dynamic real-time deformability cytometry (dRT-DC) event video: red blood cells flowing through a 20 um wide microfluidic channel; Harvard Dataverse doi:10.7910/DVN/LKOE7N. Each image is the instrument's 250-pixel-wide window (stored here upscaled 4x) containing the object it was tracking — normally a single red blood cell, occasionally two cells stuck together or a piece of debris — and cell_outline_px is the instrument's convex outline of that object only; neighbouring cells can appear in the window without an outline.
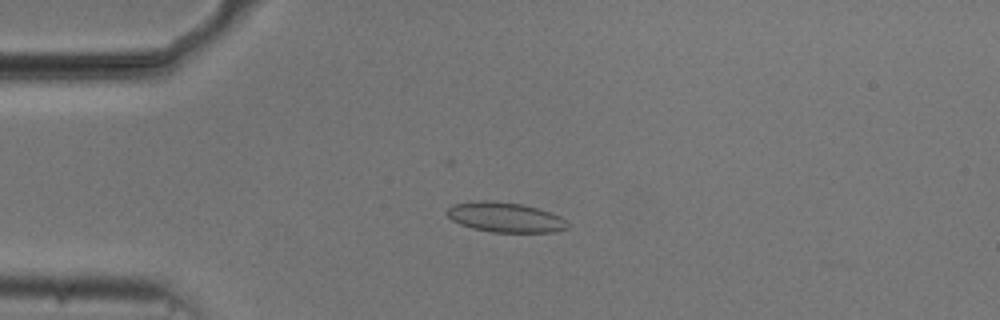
{"species": "common noctule bat (a hibernating species)", "species_latin": "Nyctalus noctula", "temperature_condition": "cold", "stored_images_in_passage": 31, "camera_frame_rate_fps": 3000, "um_per_image_px": 0.085, "animal": {"sex": "male", "body_mass_g": 20.5, "forearm_length_mm": 52.5}, "frame": {"image": 1, "passage_image": 1, "time_ms": 0.0, "image_size_px": [1000, 320], "cell_outline_px": [[568, 228], [556, 232], [492, 232], [472, 228], [460, 224], [452, 220], [444, 212], [452, 204], [480, 200], [492, 200], [520, 204], [536, 208], [560, 216], [568, 224]], "centroid_in_image_um": [42.9, 18.47], "position_along_channel_um": 42.1, "area_um2": 20.98}}
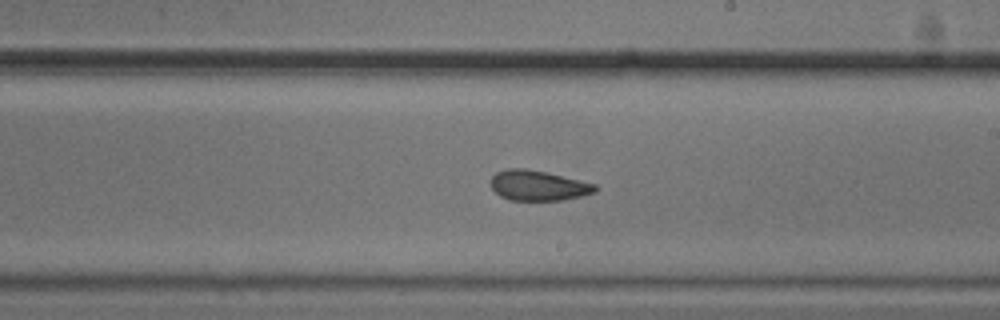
{"frame": {"image": 2, "passage_image": 19, "time_ms": 6.0, "image_size_px": [1000, 320], "cell_outline_px": [[600, 188], [596, 192], [584, 196], [564, 200], [508, 200], [500, 196], [492, 188], [492, 176], [496, 172], [508, 168], [524, 168], [544, 172], [596, 184]], "centroid_in_image_um": [45.78, 15.78], "position_along_channel_um": 243.2, "area_um2": 18.38}}
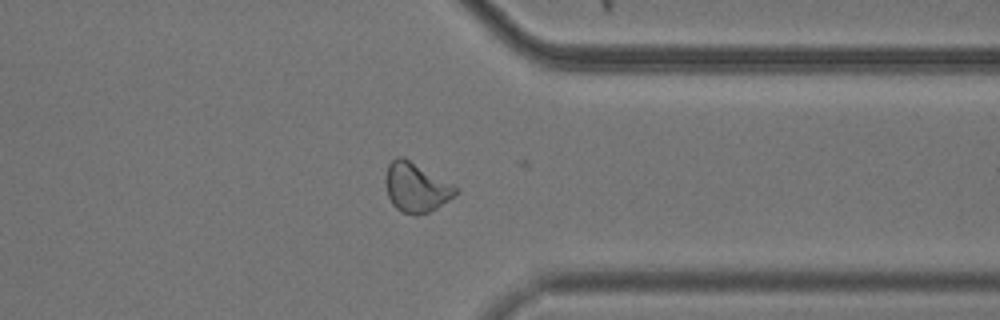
{"frame": {"image": 3, "passage_image": 30, "time_ms": 9.667, "image_size_px": [1000, 320], "cell_outline_px": [[460, 188], [448, 200], [436, 208], [428, 212], [416, 216], [400, 212], [392, 204], [388, 196], [384, 180], [388, 164], [396, 156], [404, 156], [456, 184]], "centroid_in_image_um": [35.37, 15.9], "position_along_channel_um": 376.0, "area_um2": 20.69}}